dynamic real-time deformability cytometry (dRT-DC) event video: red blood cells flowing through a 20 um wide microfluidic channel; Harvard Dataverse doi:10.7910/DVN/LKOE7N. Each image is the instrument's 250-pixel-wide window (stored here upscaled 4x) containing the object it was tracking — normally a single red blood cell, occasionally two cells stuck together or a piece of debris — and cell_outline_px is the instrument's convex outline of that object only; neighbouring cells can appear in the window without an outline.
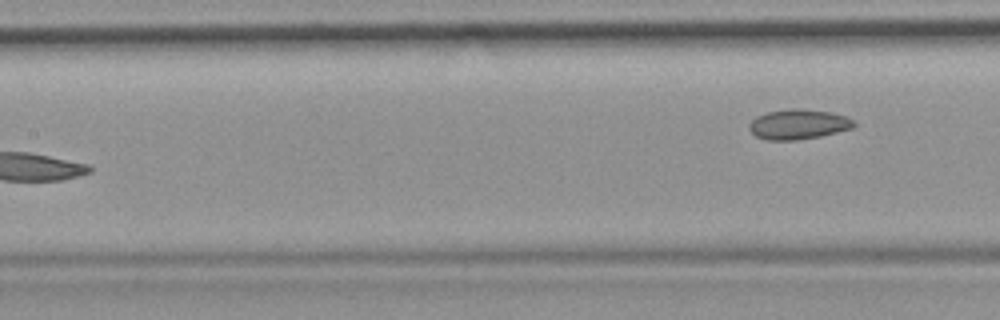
{"species": "common noctule bat (a hibernating species)", "species_latin": "Nyctalus noctula", "temperature_condition": "room temperature", "stored_images_in_passage": 6, "segment_of_instrument_passage": [2, 2], "camera_frame_rate_fps": 3000, "um_per_image_px": 0.085, "animal": {"sex": "female", "body_mass_g": 19.9}, "frame": {"image": 1, "passage_image": 6, "time_ms": 5.667, "image_size_px": [1000, 320], "cell_outline_px": [[856, 124], [852, 128], [820, 136], [796, 140], [768, 140], [756, 136], [748, 128], [748, 124], [756, 116], [768, 112], [792, 108], [796, 108], [832, 112], [844, 116], [852, 120]], "centroid_in_image_um": [67.83, 10.56], "position_along_channel_um": 139.6, "area_um2": 18.15}}